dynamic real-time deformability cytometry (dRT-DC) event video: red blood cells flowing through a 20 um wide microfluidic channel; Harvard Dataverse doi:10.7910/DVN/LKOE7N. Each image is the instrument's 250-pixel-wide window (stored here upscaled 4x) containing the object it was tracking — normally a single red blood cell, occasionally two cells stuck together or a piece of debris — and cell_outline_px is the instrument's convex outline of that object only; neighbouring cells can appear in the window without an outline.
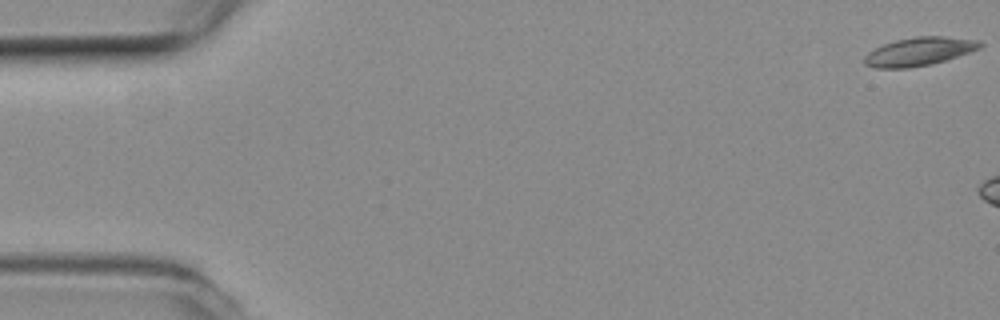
{"species": "common noctule bat (a hibernating species)", "species_latin": "Nyctalus noctula", "temperature_condition": "room temperature", "stored_images_in_passage": 7, "camera_frame_rate_fps": 3000, "um_per_image_px": 0.085, "animal": {"sex": "female", "body_mass_g": 19.3, "forearm_length_mm": 54.1}, "frame": {"image": 1, "passage_image": 1, "time_ms": 0.0, "image_size_px": [1000, 320], "cell_outline_px": [[984, 44], [980, 48], [932, 64], [908, 68], [876, 68], [864, 64], [864, 56], [868, 52], [884, 44], [896, 40], [916, 36], [944, 36], [980, 40]], "centroid_in_image_um": [78.12, 4.37], "position_along_channel_um": 6.9, "area_um2": 19.02}}